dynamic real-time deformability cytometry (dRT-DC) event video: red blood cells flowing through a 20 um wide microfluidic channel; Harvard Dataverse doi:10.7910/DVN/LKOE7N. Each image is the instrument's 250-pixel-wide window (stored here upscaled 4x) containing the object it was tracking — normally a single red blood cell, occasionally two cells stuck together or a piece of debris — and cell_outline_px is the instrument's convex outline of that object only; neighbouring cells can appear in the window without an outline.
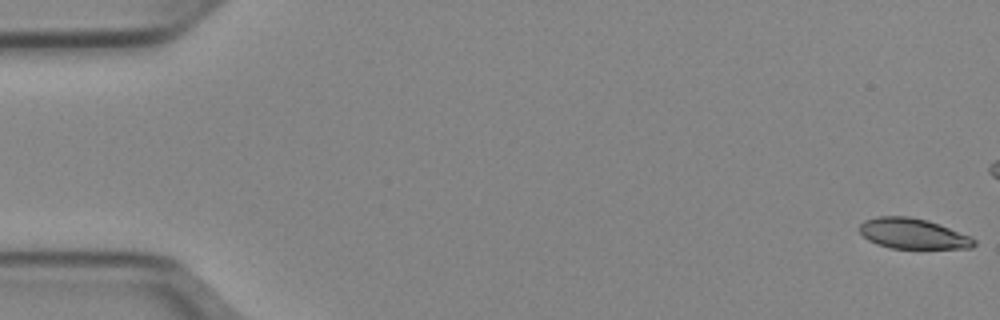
{"species": "Egyptian fruit bat (a non-hibernating species)", "species_latin": "Rousettus aegyptiacus", "temperature_condition": "cold", "stored_images_in_passage": 11, "camera_frame_rate_fps": 3000, "um_per_image_px": 0.085, "animal": {"sex": "female"}, "frame": {"image": 1, "passage_image": 1, "time_ms": 0.0, "image_size_px": [1000, 320], "cell_outline_px": [[976, 244], [972, 248], [892, 248], [876, 244], [868, 240], [860, 232], [860, 224], [864, 220], [876, 216], [908, 216], [928, 220], [940, 224], [968, 236], [976, 240]], "centroid_in_image_um": [77.57, 19.85], "position_along_channel_um": 7.4, "area_um2": 20.23}}